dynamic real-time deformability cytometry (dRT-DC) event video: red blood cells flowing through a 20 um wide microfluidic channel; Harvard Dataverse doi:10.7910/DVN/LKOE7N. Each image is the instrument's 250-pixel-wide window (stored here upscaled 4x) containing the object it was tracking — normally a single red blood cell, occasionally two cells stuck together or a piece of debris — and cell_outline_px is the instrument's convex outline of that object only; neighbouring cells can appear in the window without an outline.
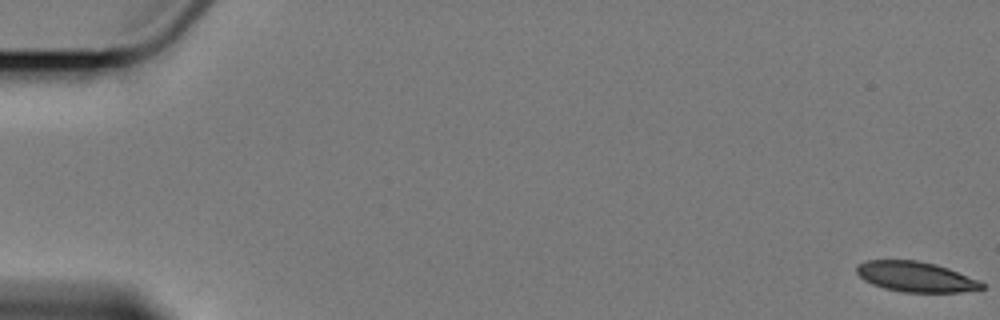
{"species": "Egyptian fruit bat (a non-hibernating species)", "species_latin": "Rousettus aegyptiacus", "temperature_condition": "cold", "stored_images_in_passage": 5, "camera_frame_rate_fps": 3000, "um_per_image_px": 0.085, "animal": {"sex": "female"}, "frame": {"image": 1, "passage_image": 1, "time_ms": 0.0, "image_size_px": [1000, 320], "cell_outline_px": [[984, 288], [960, 292], [904, 292], [884, 288], [872, 284], [864, 280], [856, 272], [856, 264], [864, 260], [916, 260], [936, 264], [948, 268], [980, 280], [984, 284]], "centroid_in_image_um": [77.82, 23.51], "position_along_channel_um": 7.2, "area_um2": 22.14}}